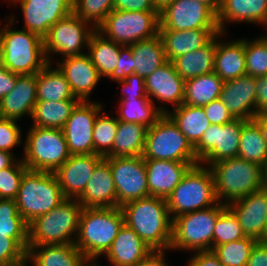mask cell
I'll return each instance as SVG.
<instances>
[{"label":"cell","mask_w":267,"mask_h":266,"mask_svg":"<svg viewBox=\"0 0 267 266\" xmlns=\"http://www.w3.org/2000/svg\"><path fill=\"white\" fill-rule=\"evenodd\" d=\"M124 223L132 228L152 250H168L172 238V219L167 200L149 196L121 206Z\"/></svg>","instance_id":"cell-1"},{"label":"cell","mask_w":267,"mask_h":266,"mask_svg":"<svg viewBox=\"0 0 267 266\" xmlns=\"http://www.w3.org/2000/svg\"><path fill=\"white\" fill-rule=\"evenodd\" d=\"M124 224L121 207L83 208L75 246L92 263L105 255Z\"/></svg>","instance_id":"cell-2"},{"label":"cell","mask_w":267,"mask_h":266,"mask_svg":"<svg viewBox=\"0 0 267 266\" xmlns=\"http://www.w3.org/2000/svg\"><path fill=\"white\" fill-rule=\"evenodd\" d=\"M15 16L0 27V62L11 72L37 74L47 64L43 39L28 30H14Z\"/></svg>","instance_id":"cell-3"},{"label":"cell","mask_w":267,"mask_h":266,"mask_svg":"<svg viewBox=\"0 0 267 266\" xmlns=\"http://www.w3.org/2000/svg\"><path fill=\"white\" fill-rule=\"evenodd\" d=\"M209 168L219 203L227 205L264 188L263 167L238 156L220 160Z\"/></svg>","instance_id":"cell-4"},{"label":"cell","mask_w":267,"mask_h":266,"mask_svg":"<svg viewBox=\"0 0 267 266\" xmlns=\"http://www.w3.org/2000/svg\"><path fill=\"white\" fill-rule=\"evenodd\" d=\"M82 211L83 206L77 199H64L28 224V245L75 243Z\"/></svg>","instance_id":"cell-5"},{"label":"cell","mask_w":267,"mask_h":266,"mask_svg":"<svg viewBox=\"0 0 267 266\" xmlns=\"http://www.w3.org/2000/svg\"><path fill=\"white\" fill-rule=\"evenodd\" d=\"M203 166H192L166 199L171 219L218 203L213 174L207 165Z\"/></svg>","instance_id":"cell-6"},{"label":"cell","mask_w":267,"mask_h":266,"mask_svg":"<svg viewBox=\"0 0 267 266\" xmlns=\"http://www.w3.org/2000/svg\"><path fill=\"white\" fill-rule=\"evenodd\" d=\"M64 199L54 173L28 170L22 178L15 202L18 212L29 224L57 207Z\"/></svg>","instance_id":"cell-7"},{"label":"cell","mask_w":267,"mask_h":266,"mask_svg":"<svg viewBox=\"0 0 267 266\" xmlns=\"http://www.w3.org/2000/svg\"><path fill=\"white\" fill-rule=\"evenodd\" d=\"M227 207L217 203L209 208L185 213L172 219L169 250L210 251L213 249L214 226L219 214Z\"/></svg>","instance_id":"cell-8"},{"label":"cell","mask_w":267,"mask_h":266,"mask_svg":"<svg viewBox=\"0 0 267 266\" xmlns=\"http://www.w3.org/2000/svg\"><path fill=\"white\" fill-rule=\"evenodd\" d=\"M24 144L22 161L29 170L54 173L71 156L61 129L31 126Z\"/></svg>","instance_id":"cell-9"},{"label":"cell","mask_w":267,"mask_h":266,"mask_svg":"<svg viewBox=\"0 0 267 266\" xmlns=\"http://www.w3.org/2000/svg\"><path fill=\"white\" fill-rule=\"evenodd\" d=\"M142 156L145 160L199 163L194 147L167 114L147 129Z\"/></svg>","instance_id":"cell-10"},{"label":"cell","mask_w":267,"mask_h":266,"mask_svg":"<svg viewBox=\"0 0 267 266\" xmlns=\"http://www.w3.org/2000/svg\"><path fill=\"white\" fill-rule=\"evenodd\" d=\"M105 38L123 46L158 35V11L112 10L97 29Z\"/></svg>","instance_id":"cell-11"},{"label":"cell","mask_w":267,"mask_h":266,"mask_svg":"<svg viewBox=\"0 0 267 266\" xmlns=\"http://www.w3.org/2000/svg\"><path fill=\"white\" fill-rule=\"evenodd\" d=\"M74 12L57 21L43 38L47 62L52 63V54L65 57L83 55V47L88 48L91 35L96 31ZM51 56V58H50Z\"/></svg>","instance_id":"cell-12"},{"label":"cell","mask_w":267,"mask_h":266,"mask_svg":"<svg viewBox=\"0 0 267 266\" xmlns=\"http://www.w3.org/2000/svg\"><path fill=\"white\" fill-rule=\"evenodd\" d=\"M247 120L233 119L223 125H213L203 133L193 146L197 160L208 167L220 160L238 156L242 125Z\"/></svg>","instance_id":"cell-13"},{"label":"cell","mask_w":267,"mask_h":266,"mask_svg":"<svg viewBox=\"0 0 267 266\" xmlns=\"http://www.w3.org/2000/svg\"><path fill=\"white\" fill-rule=\"evenodd\" d=\"M113 175L117 207L149 197L145 159L134 157H104Z\"/></svg>","instance_id":"cell-14"},{"label":"cell","mask_w":267,"mask_h":266,"mask_svg":"<svg viewBox=\"0 0 267 266\" xmlns=\"http://www.w3.org/2000/svg\"><path fill=\"white\" fill-rule=\"evenodd\" d=\"M219 29L217 15L197 0H175L159 12V30Z\"/></svg>","instance_id":"cell-15"},{"label":"cell","mask_w":267,"mask_h":266,"mask_svg":"<svg viewBox=\"0 0 267 266\" xmlns=\"http://www.w3.org/2000/svg\"><path fill=\"white\" fill-rule=\"evenodd\" d=\"M102 108L92 101H79L73 108L62 129L71 155L94 154L93 127Z\"/></svg>","instance_id":"cell-16"},{"label":"cell","mask_w":267,"mask_h":266,"mask_svg":"<svg viewBox=\"0 0 267 266\" xmlns=\"http://www.w3.org/2000/svg\"><path fill=\"white\" fill-rule=\"evenodd\" d=\"M19 3L24 17V27L42 39L60 19L73 12L74 0H11Z\"/></svg>","instance_id":"cell-17"},{"label":"cell","mask_w":267,"mask_h":266,"mask_svg":"<svg viewBox=\"0 0 267 266\" xmlns=\"http://www.w3.org/2000/svg\"><path fill=\"white\" fill-rule=\"evenodd\" d=\"M220 99L234 119L253 120L257 116L255 78L243 75L224 82Z\"/></svg>","instance_id":"cell-18"},{"label":"cell","mask_w":267,"mask_h":266,"mask_svg":"<svg viewBox=\"0 0 267 266\" xmlns=\"http://www.w3.org/2000/svg\"><path fill=\"white\" fill-rule=\"evenodd\" d=\"M103 159L98 154L71 155L54 172L65 198L77 199L83 193L94 169Z\"/></svg>","instance_id":"cell-19"},{"label":"cell","mask_w":267,"mask_h":266,"mask_svg":"<svg viewBox=\"0 0 267 266\" xmlns=\"http://www.w3.org/2000/svg\"><path fill=\"white\" fill-rule=\"evenodd\" d=\"M246 236L258 241L263 237L267 220V188H262L227 204Z\"/></svg>","instance_id":"cell-20"},{"label":"cell","mask_w":267,"mask_h":266,"mask_svg":"<svg viewBox=\"0 0 267 266\" xmlns=\"http://www.w3.org/2000/svg\"><path fill=\"white\" fill-rule=\"evenodd\" d=\"M57 67L64 74L73 95L79 101H89L91 92L101 79L89 55L65 57Z\"/></svg>","instance_id":"cell-21"},{"label":"cell","mask_w":267,"mask_h":266,"mask_svg":"<svg viewBox=\"0 0 267 266\" xmlns=\"http://www.w3.org/2000/svg\"><path fill=\"white\" fill-rule=\"evenodd\" d=\"M199 163L145 160L149 196L167 199L187 171Z\"/></svg>","instance_id":"cell-22"},{"label":"cell","mask_w":267,"mask_h":266,"mask_svg":"<svg viewBox=\"0 0 267 266\" xmlns=\"http://www.w3.org/2000/svg\"><path fill=\"white\" fill-rule=\"evenodd\" d=\"M144 80L147 96L152 102L153 99H157L162 104H172L174 108L183 104L185 80L176 72L170 61Z\"/></svg>","instance_id":"cell-23"},{"label":"cell","mask_w":267,"mask_h":266,"mask_svg":"<svg viewBox=\"0 0 267 266\" xmlns=\"http://www.w3.org/2000/svg\"><path fill=\"white\" fill-rule=\"evenodd\" d=\"M77 201L83 208L117 207L114 179L110 165L105 159L96 166Z\"/></svg>","instance_id":"cell-24"},{"label":"cell","mask_w":267,"mask_h":266,"mask_svg":"<svg viewBox=\"0 0 267 266\" xmlns=\"http://www.w3.org/2000/svg\"><path fill=\"white\" fill-rule=\"evenodd\" d=\"M36 102V74H17L14 89L0 100V117L18 121L26 114L31 118Z\"/></svg>","instance_id":"cell-25"},{"label":"cell","mask_w":267,"mask_h":266,"mask_svg":"<svg viewBox=\"0 0 267 266\" xmlns=\"http://www.w3.org/2000/svg\"><path fill=\"white\" fill-rule=\"evenodd\" d=\"M26 262L33 266H91L73 244L28 245Z\"/></svg>","instance_id":"cell-26"},{"label":"cell","mask_w":267,"mask_h":266,"mask_svg":"<svg viewBox=\"0 0 267 266\" xmlns=\"http://www.w3.org/2000/svg\"><path fill=\"white\" fill-rule=\"evenodd\" d=\"M152 249L125 223L105 256L111 266H137Z\"/></svg>","instance_id":"cell-27"},{"label":"cell","mask_w":267,"mask_h":266,"mask_svg":"<svg viewBox=\"0 0 267 266\" xmlns=\"http://www.w3.org/2000/svg\"><path fill=\"white\" fill-rule=\"evenodd\" d=\"M219 29L159 30L167 61L205 46Z\"/></svg>","instance_id":"cell-28"},{"label":"cell","mask_w":267,"mask_h":266,"mask_svg":"<svg viewBox=\"0 0 267 266\" xmlns=\"http://www.w3.org/2000/svg\"><path fill=\"white\" fill-rule=\"evenodd\" d=\"M246 22L267 27V0H222L217 24L225 34L226 23Z\"/></svg>","instance_id":"cell-29"},{"label":"cell","mask_w":267,"mask_h":266,"mask_svg":"<svg viewBox=\"0 0 267 266\" xmlns=\"http://www.w3.org/2000/svg\"><path fill=\"white\" fill-rule=\"evenodd\" d=\"M223 33L217 34L214 72L224 81L246 75L244 39L222 42ZM219 38V39H218Z\"/></svg>","instance_id":"cell-30"},{"label":"cell","mask_w":267,"mask_h":266,"mask_svg":"<svg viewBox=\"0 0 267 266\" xmlns=\"http://www.w3.org/2000/svg\"><path fill=\"white\" fill-rule=\"evenodd\" d=\"M216 46L217 34L205 46L180 55L174 58L171 63L184 80L214 72Z\"/></svg>","instance_id":"cell-31"},{"label":"cell","mask_w":267,"mask_h":266,"mask_svg":"<svg viewBox=\"0 0 267 266\" xmlns=\"http://www.w3.org/2000/svg\"><path fill=\"white\" fill-rule=\"evenodd\" d=\"M117 119L128 123H139L147 128L153 126L164 114L167 108L156 106L150 98H123L118 103Z\"/></svg>","instance_id":"cell-32"},{"label":"cell","mask_w":267,"mask_h":266,"mask_svg":"<svg viewBox=\"0 0 267 266\" xmlns=\"http://www.w3.org/2000/svg\"><path fill=\"white\" fill-rule=\"evenodd\" d=\"M129 46L134 58L133 73L144 79L167 62L159 35Z\"/></svg>","instance_id":"cell-33"},{"label":"cell","mask_w":267,"mask_h":266,"mask_svg":"<svg viewBox=\"0 0 267 266\" xmlns=\"http://www.w3.org/2000/svg\"><path fill=\"white\" fill-rule=\"evenodd\" d=\"M147 127L139 123L118 120L113 149L106 157L142 156L145 148Z\"/></svg>","instance_id":"cell-34"},{"label":"cell","mask_w":267,"mask_h":266,"mask_svg":"<svg viewBox=\"0 0 267 266\" xmlns=\"http://www.w3.org/2000/svg\"><path fill=\"white\" fill-rule=\"evenodd\" d=\"M178 126L186 139L194 146L210 127L211 123L206 117L203 107L181 104L166 113Z\"/></svg>","instance_id":"cell-35"},{"label":"cell","mask_w":267,"mask_h":266,"mask_svg":"<svg viewBox=\"0 0 267 266\" xmlns=\"http://www.w3.org/2000/svg\"><path fill=\"white\" fill-rule=\"evenodd\" d=\"M223 83L215 72L185 80L183 104L198 107L209 104L220 98Z\"/></svg>","instance_id":"cell-36"},{"label":"cell","mask_w":267,"mask_h":266,"mask_svg":"<svg viewBox=\"0 0 267 266\" xmlns=\"http://www.w3.org/2000/svg\"><path fill=\"white\" fill-rule=\"evenodd\" d=\"M78 102V99L37 101L31 116L32 126L62 130Z\"/></svg>","instance_id":"cell-37"},{"label":"cell","mask_w":267,"mask_h":266,"mask_svg":"<svg viewBox=\"0 0 267 266\" xmlns=\"http://www.w3.org/2000/svg\"><path fill=\"white\" fill-rule=\"evenodd\" d=\"M121 45L105 38L97 30L91 35L88 55L100 77H109L118 65Z\"/></svg>","instance_id":"cell-38"},{"label":"cell","mask_w":267,"mask_h":266,"mask_svg":"<svg viewBox=\"0 0 267 266\" xmlns=\"http://www.w3.org/2000/svg\"><path fill=\"white\" fill-rule=\"evenodd\" d=\"M48 63L36 74L37 101H61L77 99L58 67L52 69Z\"/></svg>","instance_id":"cell-39"},{"label":"cell","mask_w":267,"mask_h":266,"mask_svg":"<svg viewBox=\"0 0 267 266\" xmlns=\"http://www.w3.org/2000/svg\"><path fill=\"white\" fill-rule=\"evenodd\" d=\"M238 157L257 163L262 167L267 162V142L254 120H247L241 129Z\"/></svg>","instance_id":"cell-40"},{"label":"cell","mask_w":267,"mask_h":266,"mask_svg":"<svg viewBox=\"0 0 267 266\" xmlns=\"http://www.w3.org/2000/svg\"><path fill=\"white\" fill-rule=\"evenodd\" d=\"M0 233H9V237L27 252L28 223L18 212L15 199L0 198Z\"/></svg>","instance_id":"cell-41"},{"label":"cell","mask_w":267,"mask_h":266,"mask_svg":"<svg viewBox=\"0 0 267 266\" xmlns=\"http://www.w3.org/2000/svg\"><path fill=\"white\" fill-rule=\"evenodd\" d=\"M258 240L246 236L243 239L215 246L212 251L222 266H246L251 251Z\"/></svg>","instance_id":"cell-42"},{"label":"cell","mask_w":267,"mask_h":266,"mask_svg":"<svg viewBox=\"0 0 267 266\" xmlns=\"http://www.w3.org/2000/svg\"><path fill=\"white\" fill-rule=\"evenodd\" d=\"M101 114L98 113L93 127L94 154L106 157L113 149L118 119L108 114L105 115V111Z\"/></svg>","instance_id":"cell-43"},{"label":"cell","mask_w":267,"mask_h":266,"mask_svg":"<svg viewBox=\"0 0 267 266\" xmlns=\"http://www.w3.org/2000/svg\"><path fill=\"white\" fill-rule=\"evenodd\" d=\"M246 75L254 78L267 76V35L247 40L244 38Z\"/></svg>","instance_id":"cell-44"},{"label":"cell","mask_w":267,"mask_h":266,"mask_svg":"<svg viewBox=\"0 0 267 266\" xmlns=\"http://www.w3.org/2000/svg\"><path fill=\"white\" fill-rule=\"evenodd\" d=\"M114 0H74L73 12L97 30L113 10Z\"/></svg>","instance_id":"cell-45"},{"label":"cell","mask_w":267,"mask_h":266,"mask_svg":"<svg viewBox=\"0 0 267 266\" xmlns=\"http://www.w3.org/2000/svg\"><path fill=\"white\" fill-rule=\"evenodd\" d=\"M246 237L235 214L226 207L217 218L213 233V248Z\"/></svg>","instance_id":"cell-46"},{"label":"cell","mask_w":267,"mask_h":266,"mask_svg":"<svg viewBox=\"0 0 267 266\" xmlns=\"http://www.w3.org/2000/svg\"><path fill=\"white\" fill-rule=\"evenodd\" d=\"M28 170L20 158L10 167L0 170V198L15 199L22 178Z\"/></svg>","instance_id":"cell-47"},{"label":"cell","mask_w":267,"mask_h":266,"mask_svg":"<svg viewBox=\"0 0 267 266\" xmlns=\"http://www.w3.org/2000/svg\"><path fill=\"white\" fill-rule=\"evenodd\" d=\"M26 254L9 233H0V266H21L26 263Z\"/></svg>","instance_id":"cell-48"},{"label":"cell","mask_w":267,"mask_h":266,"mask_svg":"<svg viewBox=\"0 0 267 266\" xmlns=\"http://www.w3.org/2000/svg\"><path fill=\"white\" fill-rule=\"evenodd\" d=\"M21 132L17 120L0 117V150L13 153L11 150L22 143Z\"/></svg>","instance_id":"cell-49"},{"label":"cell","mask_w":267,"mask_h":266,"mask_svg":"<svg viewBox=\"0 0 267 266\" xmlns=\"http://www.w3.org/2000/svg\"><path fill=\"white\" fill-rule=\"evenodd\" d=\"M122 86L123 98H149L146 93L145 80L137 74H131L124 80L117 81Z\"/></svg>","instance_id":"cell-50"},{"label":"cell","mask_w":267,"mask_h":266,"mask_svg":"<svg viewBox=\"0 0 267 266\" xmlns=\"http://www.w3.org/2000/svg\"><path fill=\"white\" fill-rule=\"evenodd\" d=\"M133 61L132 49L130 46L120 47V57L118 60V65L112 74L108 77L114 82L124 80L127 76H130L133 73Z\"/></svg>","instance_id":"cell-51"},{"label":"cell","mask_w":267,"mask_h":266,"mask_svg":"<svg viewBox=\"0 0 267 266\" xmlns=\"http://www.w3.org/2000/svg\"><path fill=\"white\" fill-rule=\"evenodd\" d=\"M206 117L213 125H223L231 122L234 118L220 98L211 101L203 106Z\"/></svg>","instance_id":"cell-52"},{"label":"cell","mask_w":267,"mask_h":266,"mask_svg":"<svg viewBox=\"0 0 267 266\" xmlns=\"http://www.w3.org/2000/svg\"><path fill=\"white\" fill-rule=\"evenodd\" d=\"M114 10L157 11L152 0H114Z\"/></svg>","instance_id":"cell-53"},{"label":"cell","mask_w":267,"mask_h":266,"mask_svg":"<svg viewBox=\"0 0 267 266\" xmlns=\"http://www.w3.org/2000/svg\"><path fill=\"white\" fill-rule=\"evenodd\" d=\"M187 266H222L218 257L210 251H196Z\"/></svg>","instance_id":"cell-54"},{"label":"cell","mask_w":267,"mask_h":266,"mask_svg":"<svg viewBox=\"0 0 267 266\" xmlns=\"http://www.w3.org/2000/svg\"><path fill=\"white\" fill-rule=\"evenodd\" d=\"M16 81L17 74L8 70L0 62V100L14 89Z\"/></svg>","instance_id":"cell-55"},{"label":"cell","mask_w":267,"mask_h":266,"mask_svg":"<svg viewBox=\"0 0 267 266\" xmlns=\"http://www.w3.org/2000/svg\"><path fill=\"white\" fill-rule=\"evenodd\" d=\"M257 115H264L267 112V76L255 78Z\"/></svg>","instance_id":"cell-56"},{"label":"cell","mask_w":267,"mask_h":266,"mask_svg":"<svg viewBox=\"0 0 267 266\" xmlns=\"http://www.w3.org/2000/svg\"><path fill=\"white\" fill-rule=\"evenodd\" d=\"M246 266H267V243L256 242Z\"/></svg>","instance_id":"cell-57"},{"label":"cell","mask_w":267,"mask_h":266,"mask_svg":"<svg viewBox=\"0 0 267 266\" xmlns=\"http://www.w3.org/2000/svg\"><path fill=\"white\" fill-rule=\"evenodd\" d=\"M165 250H152L137 266H168Z\"/></svg>","instance_id":"cell-58"},{"label":"cell","mask_w":267,"mask_h":266,"mask_svg":"<svg viewBox=\"0 0 267 266\" xmlns=\"http://www.w3.org/2000/svg\"><path fill=\"white\" fill-rule=\"evenodd\" d=\"M16 160L14 153L0 150V170L10 167Z\"/></svg>","instance_id":"cell-59"},{"label":"cell","mask_w":267,"mask_h":266,"mask_svg":"<svg viewBox=\"0 0 267 266\" xmlns=\"http://www.w3.org/2000/svg\"><path fill=\"white\" fill-rule=\"evenodd\" d=\"M253 120L259 125L262 137L267 142V117L265 115H257Z\"/></svg>","instance_id":"cell-60"},{"label":"cell","mask_w":267,"mask_h":266,"mask_svg":"<svg viewBox=\"0 0 267 266\" xmlns=\"http://www.w3.org/2000/svg\"><path fill=\"white\" fill-rule=\"evenodd\" d=\"M205 5H207L216 15L218 14L222 0H197Z\"/></svg>","instance_id":"cell-61"},{"label":"cell","mask_w":267,"mask_h":266,"mask_svg":"<svg viewBox=\"0 0 267 266\" xmlns=\"http://www.w3.org/2000/svg\"><path fill=\"white\" fill-rule=\"evenodd\" d=\"M175 0H152L155 9L161 12L165 7L170 5Z\"/></svg>","instance_id":"cell-62"},{"label":"cell","mask_w":267,"mask_h":266,"mask_svg":"<svg viewBox=\"0 0 267 266\" xmlns=\"http://www.w3.org/2000/svg\"><path fill=\"white\" fill-rule=\"evenodd\" d=\"M263 185L264 188H267V162L263 166Z\"/></svg>","instance_id":"cell-63"},{"label":"cell","mask_w":267,"mask_h":266,"mask_svg":"<svg viewBox=\"0 0 267 266\" xmlns=\"http://www.w3.org/2000/svg\"><path fill=\"white\" fill-rule=\"evenodd\" d=\"M259 241L267 243V220L264 227L263 237Z\"/></svg>","instance_id":"cell-64"},{"label":"cell","mask_w":267,"mask_h":266,"mask_svg":"<svg viewBox=\"0 0 267 266\" xmlns=\"http://www.w3.org/2000/svg\"><path fill=\"white\" fill-rule=\"evenodd\" d=\"M91 266H99V264L96 263V264H92Z\"/></svg>","instance_id":"cell-65"}]
</instances>
